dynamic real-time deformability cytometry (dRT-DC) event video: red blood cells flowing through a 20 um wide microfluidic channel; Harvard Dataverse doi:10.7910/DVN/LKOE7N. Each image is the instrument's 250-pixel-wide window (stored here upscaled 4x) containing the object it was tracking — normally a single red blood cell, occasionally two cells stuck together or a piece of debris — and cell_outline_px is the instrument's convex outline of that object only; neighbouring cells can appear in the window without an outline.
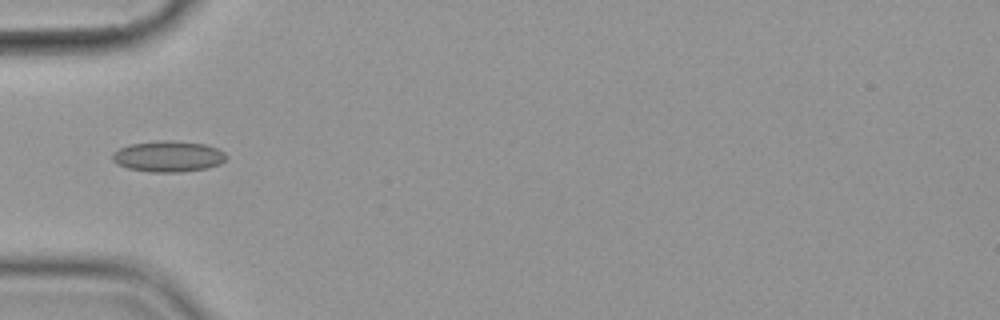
{"species": "common noctule bat (a hibernating species)", "species_latin": "Nyctalus noctula", "temperature_condition": "cold", "stored_images_in_passage": 10, "camera_frame_rate_fps": 3000, "um_per_image_px": 0.085, "animal": {"sex": "female", "body_mass_g": 19.9}, "frame": {"image": 1, "passage_image": 5, "time_ms": 4.667, "image_size_px": [1000, 320], "cell_outline_px": [[228, 156], [220, 164], [208, 168], [180, 172], [148, 172], [128, 168], [116, 164], [112, 160], [112, 152], [128, 144], [164, 140], [172, 140], [204, 144], [216, 148], [224, 152]], "centroid_in_image_um": [14.28, 13.29], "position_along_channel_um": 70.7, "area_um2": 20.69}}
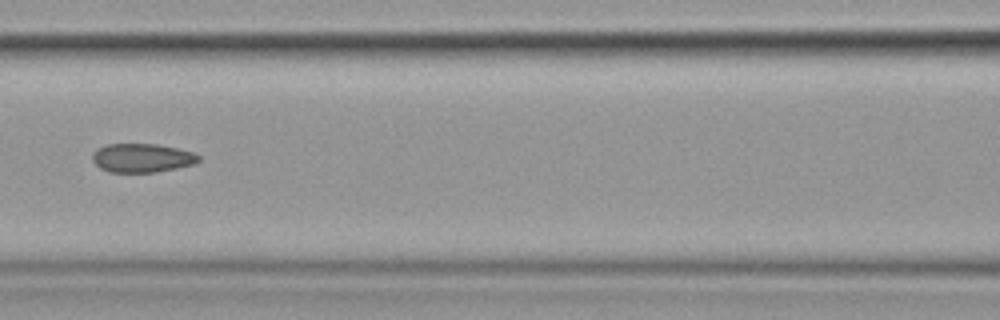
{"frame": {"image": 2, "passage_image": 7, "time_ms": 7.0, "image_size_px": [1000, 320], "cell_outline_px": [[200, 160], [196, 164], [156, 172], [112, 172], [100, 168], [92, 160], [92, 152], [96, 148], [108, 144], [156, 144], [176, 148], [192, 152], [200, 156]], "centroid_in_image_um": [12.07, 13.42], "position_along_channel_um": 154.5, "area_um2": 17.86}}
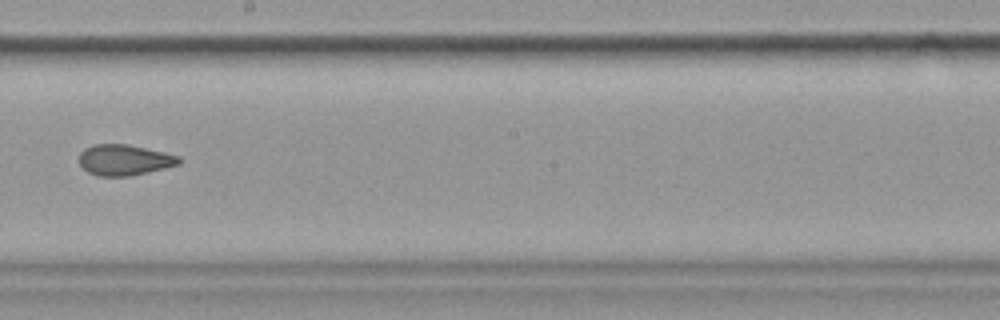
{"frame": {"image": 3, "passage_image": 9, "time_ms": 9.333, "image_size_px": [1000, 320], "cell_outline_px": [[180, 164], [132, 176], [96, 176], [88, 172], [80, 164], [80, 152], [84, 148], [92, 144], [128, 144], [164, 152], [180, 156]], "centroid_in_image_um": [10.56, 13.59], "position_along_channel_um": 237.6, "area_um2": 17.98}}